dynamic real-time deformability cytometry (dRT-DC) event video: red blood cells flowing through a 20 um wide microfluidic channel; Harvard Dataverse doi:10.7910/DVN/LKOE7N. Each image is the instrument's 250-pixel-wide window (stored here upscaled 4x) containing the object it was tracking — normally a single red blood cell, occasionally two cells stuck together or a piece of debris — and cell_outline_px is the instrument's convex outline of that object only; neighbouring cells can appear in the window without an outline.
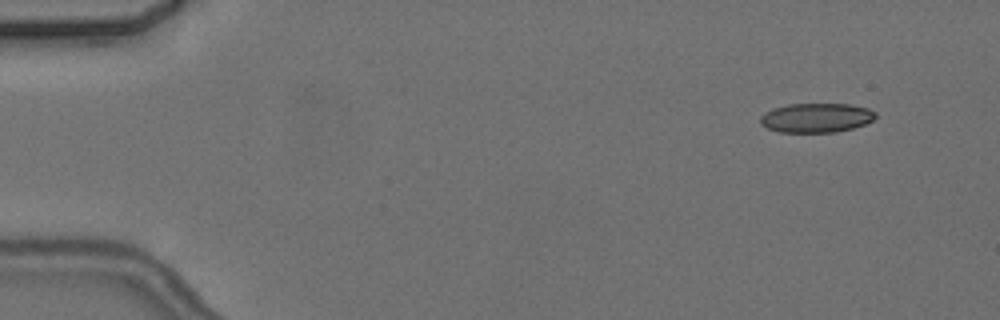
{"species": "common noctule bat (a hibernating species)", "species_latin": "Nyctalus noctula", "temperature_condition": "cold", "stored_images_in_passage": 10, "camera_frame_rate_fps": 3000, "um_per_image_px": 0.085, "animal": {"sex": "female", "body_mass_g": 24.6, "forearm_length_mm": 56.2}, "frame": {"image": 1, "passage_image": 1, "time_ms": 0.0, "image_size_px": [1000, 320], "cell_outline_px": [[876, 116], [872, 120], [864, 124], [852, 128], [836, 132], [780, 132], [768, 128], [760, 124], [760, 116], [764, 112], [772, 108], [788, 104], [848, 104], [868, 108], [876, 112]], "centroid_in_image_um": [69.35, 10.0], "position_along_channel_um": 15.6, "area_um2": 19.71}}
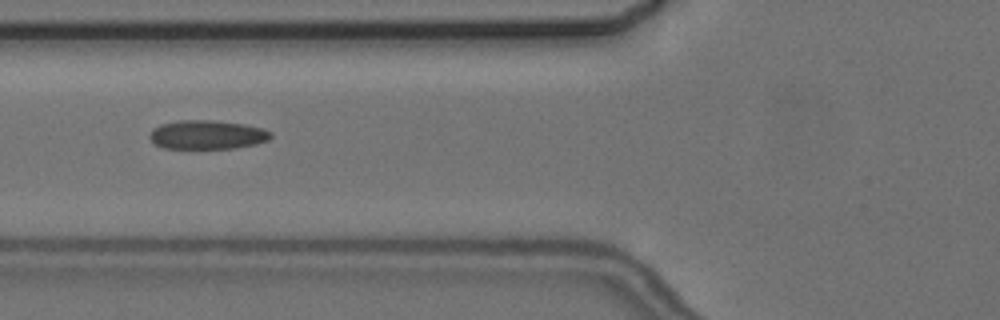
{"frame": {"image": 2, "passage_image": 5, "time_ms": 5.667, "image_size_px": [1000, 320], "cell_outline_px": [[272, 136], [268, 140], [256, 144], [236, 148], [164, 148], [156, 144], [148, 136], [152, 128], [160, 124], [180, 120], [212, 120], [244, 124], [264, 128], [272, 132]], "centroid_in_image_um": [17.62, 11.44], "position_along_channel_um": 108.2, "area_um2": 20.52}}
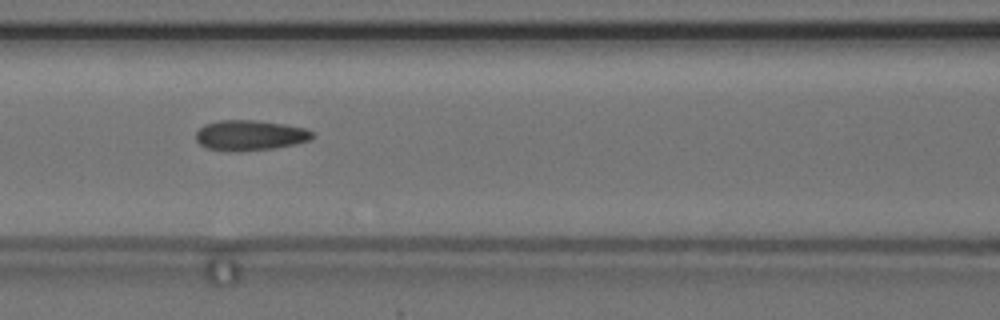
{"frame": {"image": 3, "passage_image": 6, "time_ms": 6.667, "image_size_px": [1000, 320], "cell_outline_px": [[312, 136], [308, 140], [296, 144], [276, 148], [236, 152], [228, 152], [204, 148], [196, 140], [196, 132], [204, 124], [220, 120], [256, 120], [284, 124], [304, 128], [312, 132]], "centroid_in_image_um": [21.19, 11.51], "position_along_channel_um": 145.4, "area_um2": 20.75}}